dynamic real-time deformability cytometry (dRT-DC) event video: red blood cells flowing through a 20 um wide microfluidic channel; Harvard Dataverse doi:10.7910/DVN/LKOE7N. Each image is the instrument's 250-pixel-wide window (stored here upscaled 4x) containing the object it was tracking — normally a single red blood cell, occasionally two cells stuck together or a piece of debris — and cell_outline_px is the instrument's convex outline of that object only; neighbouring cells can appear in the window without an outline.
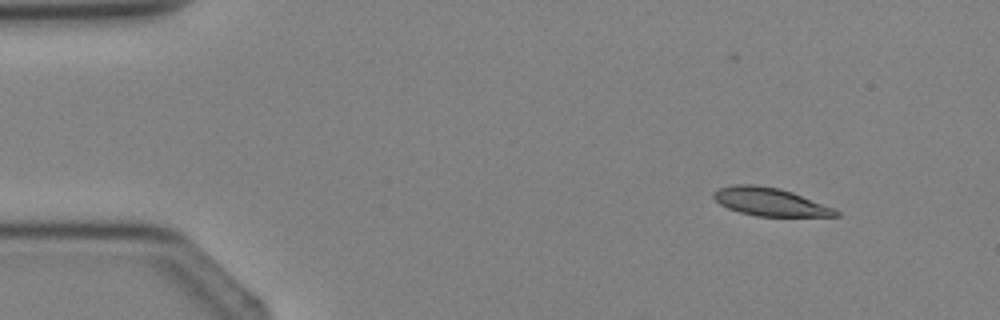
{"species": "Egyptian fruit bat (a non-hibernating species)", "species_latin": "Rousettus aegyptiacus", "temperature_condition": "cold", "stored_images_in_passage": 5, "segment_of_instrument_passage": [1, 2], "camera_frame_rate_fps": 3000, "um_per_image_px": 0.085, "animal": {"sex": "female"}, "frame": {"image": 1, "passage_image": 2, "time_ms": 1.333, "image_size_px": [1000, 320], "cell_outline_px": [[840, 216], [756, 216], [740, 212], [728, 208], [720, 204], [712, 196], [720, 188], [732, 184], [756, 184], [780, 188], [792, 192], [832, 208], [840, 212]], "centroid_in_image_um": [65.43, 17.15], "position_along_channel_um": 19.6, "area_um2": 19.71}}
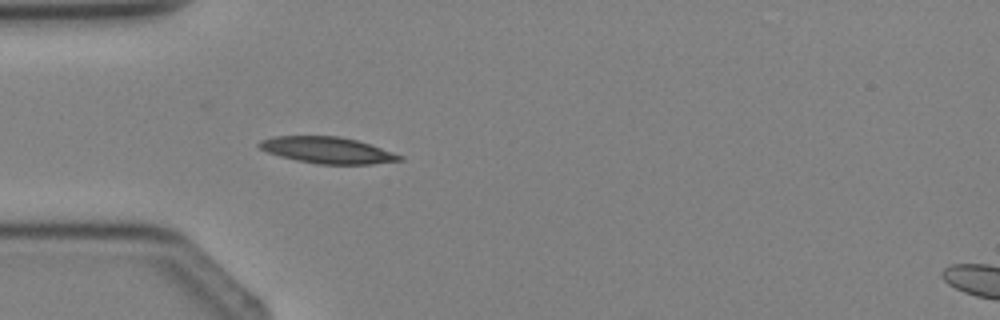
{"frame": {"image": 2, "passage_image": 4, "time_ms": 3.667, "image_size_px": [1000, 320], "cell_outline_px": [[404, 160], [372, 164], [316, 164], [296, 160], [280, 156], [268, 152], [260, 148], [256, 144], [260, 140], [272, 136], [340, 136], [356, 140], [404, 156]], "centroid_in_image_um": [27.8, 12.76], "position_along_channel_um": 57.2, "area_um2": 21.56}}